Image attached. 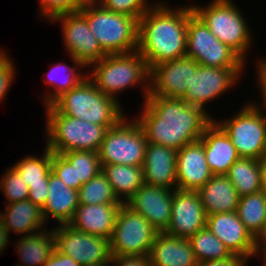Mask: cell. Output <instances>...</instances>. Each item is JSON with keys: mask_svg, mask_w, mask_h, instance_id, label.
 I'll return each instance as SVG.
<instances>
[{"mask_svg": "<svg viewBox=\"0 0 266 266\" xmlns=\"http://www.w3.org/2000/svg\"><path fill=\"white\" fill-rule=\"evenodd\" d=\"M105 9L112 12L135 17L137 20L147 12L154 3L148 0H96ZM151 3V4H150Z\"/></svg>", "mask_w": 266, "mask_h": 266, "instance_id": "38", "label": "cell"}, {"mask_svg": "<svg viewBox=\"0 0 266 266\" xmlns=\"http://www.w3.org/2000/svg\"><path fill=\"white\" fill-rule=\"evenodd\" d=\"M122 204H79L69 225L89 235L111 240L115 221Z\"/></svg>", "mask_w": 266, "mask_h": 266, "instance_id": "22", "label": "cell"}, {"mask_svg": "<svg viewBox=\"0 0 266 266\" xmlns=\"http://www.w3.org/2000/svg\"><path fill=\"white\" fill-rule=\"evenodd\" d=\"M61 155L74 166L75 190L102 171L97 151H69Z\"/></svg>", "mask_w": 266, "mask_h": 266, "instance_id": "35", "label": "cell"}, {"mask_svg": "<svg viewBox=\"0 0 266 266\" xmlns=\"http://www.w3.org/2000/svg\"><path fill=\"white\" fill-rule=\"evenodd\" d=\"M141 111L135 120L147 142L176 151L199 141L205 128L214 120L208 111L189 105L183 98L147 96Z\"/></svg>", "mask_w": 266, "mask_h": 266, "instance_id": "1", "label": "cell"}, {"mask_svg": "<svg viewBox=\"0 0 266 266\" xmlns=\"http://www.w3.org/2000/svg\"><path fill=\"white\" fill-rule=\"evenodd\" d=\"M117 198L125 204L144 184L142 167L122 164L101 165Z\"/></svg>", "mask_w": 266, "mask_h": 266, "instance_id": "29", "label": "cell"}, {"mask_svg": "<svg viewBox=\"0 0 266 266\" xmlns=\"http://www.w3.org/2000/svg\"><path fill=\"white\" fill-rule=\"evenodd\" d=\"M53 233L56 248L81 266L111 259L110 240L78 231L69 224L57 225L53 228Z\"/></svg>", "mask_w": 266, "mask_h": 266, "instance_id": "13", "label": "cell"}, {"mask_svg": "<svg viewBox=\"0 0 266 266\" xmlns=\"http://www.w3.org/2000/svg\"><path fill=\"white\" fill-rule=\"evenodd\" d=\"M61 115L114 127L126 114L120 101L102 93L87 77L51 104Z\"/></svg>", "mask_w": 266, "mask_h": 266, "instance_id": "4", "label": "cell"}, {"mask_svg": "<svg viewBox=\"0 0 266 266\" xmlns=\"http://www.w3.org/2000/svg\"><path fill=\"white\" fill-rule=\"evenodd\" d=\"M186 56L198 64L218 68H245V62L221 42L194 13L188 19Z\"/></svg>", "mask_w": 266, "mask_h": 266, "instance_id": "10", "label": "cell"}, {"mask_svg": "<svg viewBox=\"0 0 266 266\" xmlns=\"http://www.w3.org/2000/svg\"><path fill=\"white\" fill-rule=\"evenodd\" d=\"M176 188L198 191L213 176L201 140L185 145L176 154Z\"/></svg>", "mask_w": 266, "mask_h": 266, "instance_id": "19", "label": "cell"}, {"mask_svg": "<svg viewBox=\"0 0 266 266\" xmlns=\"http://www.w3.org/2000/svg\"><path fill=\"white\" fill-rule=\"evenodd\" d=\"M19 238L15 241L14 248L20 257V263L15 266H43L56 249L53 229L22 235Z\"/></svg>", "mask_w": 266, "mask_h": 266, "instance_id": "27", "label": "cell"}, {"mask_svg": "<svg viewBox=\"0 0 266 266\" xmlns=\"http://www.w3.org/2000/svg\"><path fill=\"white\" fill-rule=\"evenodd\" d=\"M46 111V146L56 154L69 151H97L107 128L80 119L61 115L52 105Z\"/></svg>", "mask_w": 266, "mask_h": 266, "instance_id": "7", "label": "cell"}, {"mask_svg": "<svg viewBox=\"0 0 266 266\" xmlns=\"http://www.w3.org/2000/svg\"><path fill=\"white\" fill-rule=\"evenodd\" d=\"M112 266H151L148 255L111 256Z\"/></svg>", "mask_w": 266, "mask_h": 266, "instance_id": "41", "label": "cell"}, {"mask_svg": "<svg viewBox=\"0 0 266 266\" xmlns=\"http://www.w3.org/2000/svg\"><path fill=\"white\" fill-rule=\"evenodd\" d=\"M188 240L198 263L220 260L233 255L207 227L197 231Z\"/></svg>", "mask_w": 266, "mask_h": 266, "instance_id": "33", "label": "cell"}, {"mask_svg": "<svg viewBox=\"0 0 266 266\" xmlns=\"http://www.w3.org/2000/svg\"><path fill=\"white\" fill-rule=\"evenodd\" d=\"M199 64L184 56L150 68L148 96L182 98L192 85Z\"/></svg>", "mask_w": 266, "mask_h": 266, "instance_id": "14", "label": "cell"}, {"mask_svg": "<svg viewBox=\"0 0 266 266\" xmlns=\"http://www.w3.org/2000/svg\"><path fill=\"white\" fill-rule=\"evenodd\" d=\"M239 219L255 238L266 219V196L261 192L241 196L236 210Z\"/></svg>", "mask_w": 266, "mask_h": 266, "instance_id": "32", "label": "cell"}, {"mask_svg": "<svg viewBox=\"0 0 266 266\" xmlns=\"http://www.w3.org/2000/svg\"><path fill=\"white\" fill-rule=\"evenodd\" d=\"M48 197V185L29 186L28 199L38 205L40 208L43 207Z\"/></svg>", "mask_w": 266, "mask_h": 266, "instance_id": "44", "label": "cell"}, {"mask_svg": "<svg viewBox=\"0 0 266 266\" xmlns=\"http://www.w3.org/2000/svg\"><path fill=\"white\" fill-rule=\"evenodd\" d=\"M78 206V190L70 189L51 171L48 183V197L41 208L45 223L48 224L47 220L51 217L59 225L69 224Z\"/></svg>", "mask_w": 266, "mask_h": 266, "instance_id": "24", "label": "cell"}, {"mask_svg": "<svg viewBox=\"0 0 266 266\" xmlns=\"http://www.w3.org/2000/svg\"><path fill=\"white\" fill-rule=\"evenodd\" d=\"M9 238H10L9 232L7 231V229L4 227V225L0 221V253L1 254L3 253V251L6 249V247L10 243Z\"/></svg>", "mask_w": 266, "mask_h": 266, "instance_id": "47", "label": "cell"}, {"mask_svg": "<svg viewBox=\"0 0 266 266\" xmlns=\"http://www.w3.org/2000/svg\"><path fill=\"white\" fill-rule=\"evenodd\" d=\"M146 147L147 140L139 123L124 116L114 127L107 129L98 155L101 165L142 167Z\"/></svg>", "mask_w": 266, "mask_h": 266, "instance_id": "9", "label": "cell"}, {"mask_svg": "<svg viewBox=\"0 0 266 266\" xmlns=\"http://www.w3.org/2000/svg\"><path fill=\"white\" fill-rule=\"evenodd\" d=\"M69 57L74 63V66L70 67L68 64H66V62H60L59 64L53 63L54 65L49 72H46V75L43 74V76H46L47 78H44L42 82L47 83V85L49 84L48 86H51V88L53 87V91L51 89V92L47 90V93H49L44 94L45 96L41 97L43 98L42 104L45 106L51 105L63 93L73 89L88 76L87 72L83 73L84 68L87 69V67L83 63L77 61L75 58L71 56ZM78 68L81 70L83 69L82 72Z\"/></svg>", "mask_w": 266, "mask_h": 266, "instance_id": "28", "label": "cell"}, {"mask_svg": "<svg viewBox=\"0 0 266 266\" xmlns=\"http://www.w3.org/2000/svg\"><path fill=\"white\" fill-rule=\"evenodd\" d=\"M4 213L0 211V221L9 234L31 235L45 230L47 226L41 208L29 199L6 204Z\"/></svg>", "mask_w": 266, "mask_h": 266, "instance_id": "25", "label": "cell"}, {"mask_svg": "<svg viewBox=\"0 0 266 266\" xmlns=\"http://www.w3.org/2000/svg\"><path fill=\"white\" fill-rule=\"evenodd\" d=\"M79 12L107 54L137 50L138 20L135 17L107 10L96 0H89Z\"/></svg>", "mask_w": 266, "mask_h": 266, "instance_id": "5", "label": "cell"}, {"mask_svg": "<svg viewBox=\"0 0 266 266\" xmlns=\"http://www.w3.org/2000/svg\"><path fill=\"white\" fill-rule=\"evenodd\" d=\"M78 198L85 205L123 204L102 171L79 188Z\"/></svg>", "mask_w": 266, "mask_h": 266, "instance_id": "34", "label": "cell"}, {"mask_svg": "<svg viewBox=\"0 0 266 266\" xmlns=\"http://www.w3.org/2000/svg\"><path fill=\"white\" fill-rule=\"evenodd\" d=\"M255 247L256 252L266 249V219L265 223L263 224L262 230L255 237Z\"/></svg>", "mask_w": 266, "mask_h": 266, "instance_id": "46", "label": "cell"}, {"mask_svg": "<svg viewBox=\"0 0 266 266\" xmlns=\"http://www.w3.org/2000/svg\"><path fill=\"white\" fill-rule=\"evenodd\" d=\"M157 1L138 20L137 50L149 69L186 56L188 19L194 14L191 4L172 8Z\"/></svg>", "mask_w": 266, "mask_h": 266, "instance_id": "2", "label": "cell"}, {"mask_svg": "<svg viewBox=\"0 0 266 266\" xmlns=\"http://www.w3.org/2000/svg\"><path fill=\"white\" fill-rule=\"evenodd\" d=\"M207 215L198 191L174 189L171 220L165 234L189 239L206 227Z\"/></svg>", "mask_w": 266, "mask_h": 266, "instance_id": "16", "label": "cell"}, {"mask_svg": "<svg viewBox=\"0 0 266 266\" xmlns=\"http://www.w3.org/2000/svg\"><path fill=\"white\" fill-rule=\"evenodd\" d=\"M43 266H81L72 257L61 253L57 248Z\"/></svg>", "mask_w": 266, "mask_h": 266, "instance_id": "43", "label": "cell"}, {"mask_svg": "<svg viewBox=\"0 0 266 266\" xmlns=\"http://www.w3.org/2000/svg\"><path fill=\"white\" fill-rule=\"evenodd\" d=\"M243 69L245 68H218L199 64L193 75L192 85L182 98L189 105L207 110L206 104L240 83L238 81L243 76Z\"/></svg>", "mask_w": 266, "mask_h": 266, "instance_id": "15", "label": "cell"}, {"mask_svg": "<svg viewBox=\"0 0 266 266\" xmlns=\"http://www.w3.org/2000/svg\"><path fill=\"white\" fill-rule=\"evenodd\" d=\"M261 59L259 60H257V73H255V74H257V77H256V79H257V82L259 83L257 86H259V90H261L260 91V93H262L261 95V100H263L262 102V106L261 105H259L258 104V102L256 103V102H254L253 101V103L255 104V105H258L257 107L258 108H260V109H262V110H266V59L265 58H263V57H260ZM262 107V108H261Z\"/></svg>", "mask_w": 266, "mask_h": 266, "instance_id": "42", "label": "cell"}, {"mask_svg": "<svg viewBox=\"0 0 266 266\" xmlns=\"http://www.w3.org/2000/svg\"><path fill=\"white\" fill-rule=\"evenodd\" d=\"M260 191L266 196V156L261 159V189Z\"/></svg>", "mask_w": 266, "mask_h": 266, "instance_id": "48", "label": "cell"}, {"mask_svg": "<svg viewBox=\"0 0 266 266\" xmlns=\"http://www.w3.org/2000/svg\"><path fill=\"white\" fill-rule=\"evenodd\" d=\"M223 121L215 120L230 137L240 157L266 156V111L250 101Z\"/></svg>", "mask_w": 266, "mask_h": 266, "instance_id": "8", "label": "cell"}, {"mask_svg": "<svg viewBox=\"0 0 266 266\" xmlns=\"http://www.w3.org/2000/svg\"><path fill=\"white\" fill-rule=\"evenodd\" d=\"M215 119L205 128L200 140L204 144L206 162L212 175H226L240 156L228 134Z\"/></svg>", "mask_w": 266, "mask_h": 266, "instance_id": "21", "label": "cell"}, {"mask_svg": "<svg viewBox=\"0 0 266 266\" xmlns=\"http://www.w3.org/2000/svg\"><path fill=\"white\" fill-rule=\"evenodd\" d=\"M191 6L210 31L247 64L246 57L253 44V35L246 18L234 1L211 0L206 6L195 3Z\"/></svg>", "mask_w": 266, "mask_h": 266, "instance_id": "6", "label": "cell"}, {"mask_svg": "<svg viewBox=\"0 0 266 266\" xmlns=\"http://www.w3.org/2000/svg\"><path fill=\"white\" fill-rule=\"evenodd\" d=\"M0 190L5 195L6 204L27 200L29 187L23 182L20 174L10 165L0 178Z\"/></svg>", "mask_w": 266, "mask_h": 266, "instance_id": "36", "label": "cell"}, {"mask_svg": "<svg viewBox=\"0 0 266 266\" xmlns=\"http://www.w3.org/2000/svg\"><path fill=\"white\" fill-rule=\"evenodd\" d=\"M41 157L25 156L12 167L20 174L23 182L29 186L48 185L49 175L52 171V151L44 146Z\"/></svg>", "mask_w": 266, "mask_h": 266, "instance_id": "31", "label": "cell"}, {"mask_svg": "<svg viewBox=\"0 0 266 266\" xmlns=\"http://www.w3.org/2000/svg\"><path fill=\"white\" fill-rule=\"evenodd\" d=\"M51 21L61 23V36L67 54L87 68L108 55L90 31L86 18L80 12L61 14L49 22Z\"/></svg>", "mask_w": 266, "mask_h": 266, "instance_id": "12", "label": "cell"}, {"mask_svg": "<svg viewBox=\"0 0 266 266\" xmlns=\"http://www.w3.org/2000/svg\"><path fill=\"white\" fill-rule=\"evenodd\" d=\"M258 255H260L263 258V266H266V249H263L259 252H257L256 257H258Z\"/></svg>", "mask_w": 266, "mask_h": 266, "instance_id": "50", "label": "cell"}, {"mask_svg": "<svg viewBox=\"0 0 266 266\" xmlns=\"http://www.w3.org/2000/svg\"><path fill=\"white\" fill-rule=\"evenodd\" d=\"M176 154L172 148L147 142L142 166L144 184L176 189Z\"/></svg>", "mask_w": 266, "mask_h": 266, "instance_id": "20", "label": "cell"}, {"mask_svg": "<svg viewBox=\"0 0 266 266\" xmlns=\"http://www.w3.org/2000/svg\"><path fill=\"white\" fill-rule=\"evenodd\" d=\"M226 176L240 197L259 192L261 189V160L240 157L230 167Z\"/></svg>", "mask_w": 266, "mask_h": 266, "instance_id": "30", "label": "cell"}, {"mask_svg": "<svg viewBox=\"0 0 266 266\" xmlns=\"http://www.w3.org/2000/svg\"><path fill=\"white\" fill-rule=\"evenodd\" d=\"M52 172L70 189L75 190L74 166H72L61 154L52 152Z\"/></svg>", "mask_w": 266, "mask_h": 266, "instance_id": "40", "label": "cell"}, {"mask_svg": "<svg viewBox=\"0 0 266 266\" xmlns=\"http://www.w3.org/2000/svg\"><path fill=\"white\" fill-rule=\"evenodd\" d=\"M172 192L168 188L143 184L125 204L163 233L171 220Z\"/></svg>", "mask_w": 266, "mask_h": 266, "instance_id": "18", "label": "cell"}, {"mask_svg": "<svg viewBox=\"0 0 266 266\" xmlns=\"http://www.w3.org/2000/svg\"><path fill=\"white\" fill-rule=\"evenodd\" d=\"M246 265L248 264L245 259L234 254L228 258L220 260L204 261L198 264V266H246Z\"/></svg>", "mask_w": 266, "mask_h": 266, "instance_id": "45", "label": "cell"}, {"mask_svg": "<svg viewBox=\"0 0 266 266\" xmlns=\"http://www.w3.org/2000/svg\"><path fill=\"white\" fill-rule=\"evenodd\" d=\"M84 266H112V261L111 259L105 262H100L96 264H91V265H84Z\"/></svg>", "mask_w": 266, "mask_h": 266, "instance_id": "49", "label": "cell"}, {"mask_svg": "<svg viewBox=\"0 0 266 266\" xmlns=\"http://www.w3.org/2000/svg\"><path fill=\"white\" fill-rule=\"evenodd\" d=\"M14 61L0 48V101L5 100L16 76Z\"/></svg>", "mask_w": 266, "mask_h": 266, "instance_id": "39", "label": "cell"}, {"mask_svg": "<svg viewBox=\"0 0 266 266\" xmlns=\"http://www.w3.org/2000/svg\"><path fill=\"white\" fill-rule=\"evenodd\" d=\"M88 78L105 95L119 100L120 92L139 86L144 101L149 94L150 69L138 50L129 53L108 54L90 65Z\"/></svg>", "mask_w": 266, "mask_h": 266, "instance_id": "3", "label": "cell"}, {"mask_svg": "<svg viewBox=\"0 0 266 266\" xmlns=\"http://www.w3.org/2000/svg\"><path fill=\"white\" fill-rule=\"evenodd\" d=\"M198 193L206 215L237 210L240 196L226 175H213Z\"/></svg>", "mask_w": 266, "mask_h": 266, "instance_id": "26", "label": "cell"}, {"mask_svg": "<svg viewBox=\"0 0 266 266\" xmlns=\"http://www.w3.org/2000/svg\"><path fill=\"white\" fill-rule=\"evenodd\" d=\"M158 233L144 216L122 204L110 240L111 256L149 255Z\"/></svg>", "mask_w": 266, "mask_h": 266, "instance_id": "11", "label": "cell"}, {"mask_svg": "<svg viewBox=\"0 0 266 266\" xmlns=\"http://www.w3.org/2000/svg\"><path fill=\"white\" fill-rule=\"evenodd\" d=\"M206 227L228 250L248 263L256 257L255 238L246 229L236 211L207 215Z\"/></svg>", "mask_w": 266, "mask_h": 266, "instance_id": "17", "label": "cell"}, {"mask_svg": "<svg viewBox=\"0 0 266 266\" xmlns=\"http://www.w3.org/2000/svg\"><path fill=\"white\" fill-rule=\"evenodd\" d=\"M151 266H198L188 239L158 233L149 252Z\"/></svg>", "mask_w": 266, "mask_h": 266, "instance_id": "23", "label": "cell"}, {"mask_svg": "<svg viewBox=\"0 0 266 266\" xmlns=\"http://www.w3.org/2000/svg\"><path fill=\"white\" fill-rule=\"evenodd\" d=\"M89 0H39V16L42 19L51 20L54 17L79 12Z\"/></svg>", "mask_w": 266, "mask_h": 266, "instance_id": "37", "label": "cell"}]
</instances>
